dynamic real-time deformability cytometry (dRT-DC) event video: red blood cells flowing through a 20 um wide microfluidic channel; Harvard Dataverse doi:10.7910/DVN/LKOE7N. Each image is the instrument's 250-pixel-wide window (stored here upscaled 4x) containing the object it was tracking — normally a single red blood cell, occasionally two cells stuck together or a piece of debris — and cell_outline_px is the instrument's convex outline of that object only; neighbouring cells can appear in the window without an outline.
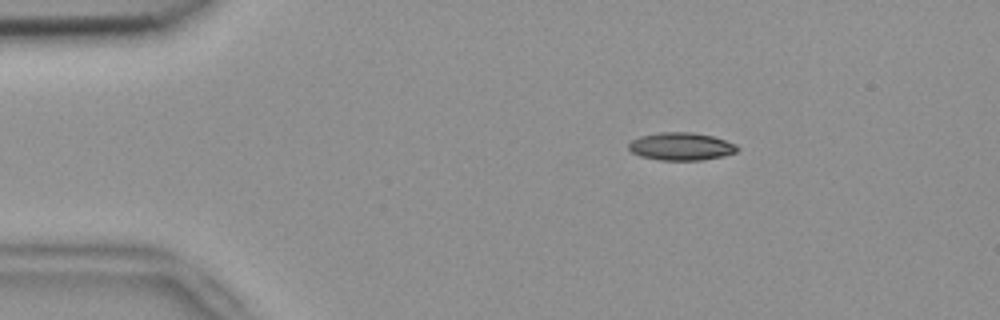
{"species": "common noctule bat (a hibernating species)", "species_latin": "Nyctalus noctula", "temperature_condition": "room temperature", "stored_images_in_passage": 45, "camera_frame_rate_fps": 3000, "um_per_image_px": 0.085, "animal": {"sex": "female", "body_mass_g": 18.4}, "frame": {"image": 1, "passage_image": 1, "time_ms": 0.0, "image_size_px": [1000, 320], "cell_outline_px": [[740, 148], [736, 152], [724, 156], [700, 160], [660, 160], [640, 156], [632, 152], [628, 148], [628, 144], [632, 140], [640, 136], [660, 132], [692, 132], [712, 136], [736, 144]], "centroid_in_image_um": [57.89, 12.45], "position_along_channel_um": 27.1, "area_um2": 17.57}}
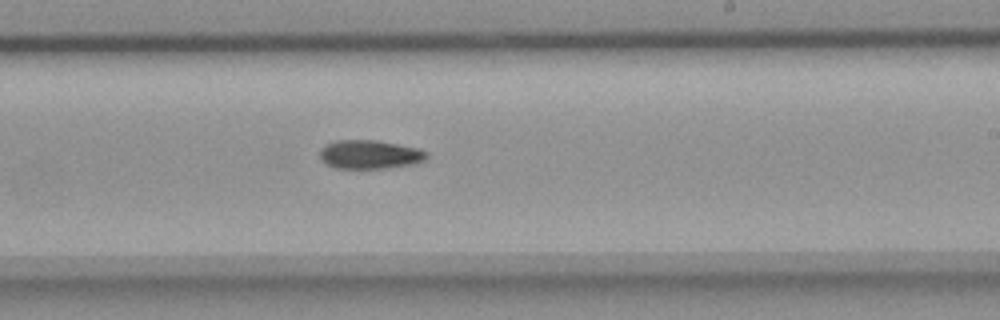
{"frame": {"image": 2, "passage_image": 24, "time_ms": 7.667, "image_size_px": [1000, 320], "cell_outline_px": [[428, 156], [424, 160], [416, 164], [388, 168], [336, 168], [324, 164], [320, 160], [320, 148], [324, 144], [336, 140], [376, 140], [420, 148], [428, 152]], "centroid_in_image_um": [31.42, 13.13], "position_along_channel_um": 257.6, "area_um2": 18.26}}
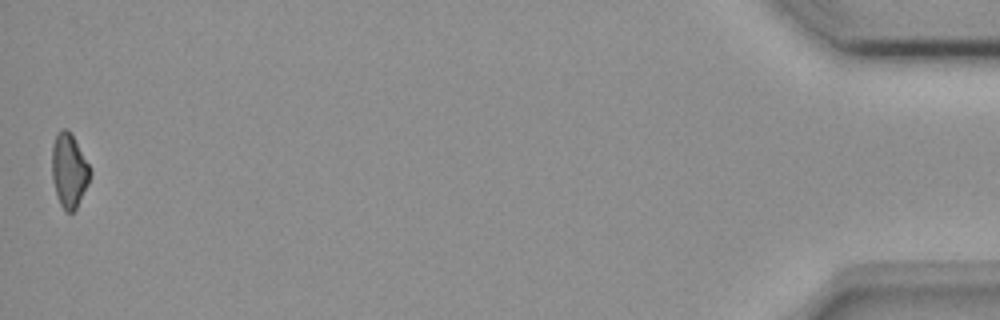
{"frame": {"image": 3, "passage_image": 45, "time_ms": 14.667, "image_size_px": [1000, 320], "cell_outline_px": [[92, 172], [88, 184], [76, 208], [72, 212], [64, 212], [60, 204], [56, 192], [52, 176], [52, 144], [56, 132], [64, 128], [68, 128], [92, 168]], "centroid_in_image_um": [5.88, 14.46], "position_along_channel_um": 429.3, "area_um2": 16.65}, "authors_computed_cell_mechanics": {"area_um2": 17.5134, "velocity_mm_per_s": 3.8033, "shape_relaxation_time_tau1_ms": 7.5794, "shape_relaxation_time_tau2_ms": null, "deformation_change_tau1": 0.1774, "deformation_change_tau2": null}}